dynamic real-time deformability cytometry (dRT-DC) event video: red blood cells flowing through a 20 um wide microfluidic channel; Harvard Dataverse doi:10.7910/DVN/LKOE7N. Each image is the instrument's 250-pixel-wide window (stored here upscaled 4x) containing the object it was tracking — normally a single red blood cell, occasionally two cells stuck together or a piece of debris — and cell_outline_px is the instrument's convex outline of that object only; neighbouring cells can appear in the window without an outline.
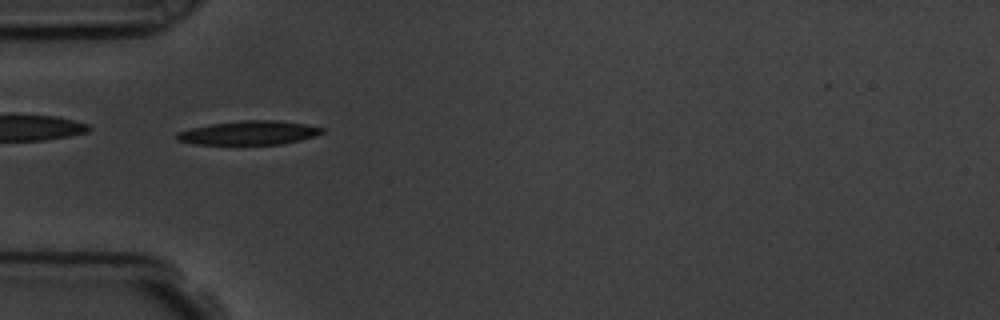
{"species": "common noctule bat (a hibernating species)", "species_latin": "Nyctalus noctula", "temperature_condition": "room temperature", "stored_images_in_passage": 5, "camera_frame_rate_fps": 3000, "um_per_image_px": 0.085, "animal": {"sex": "male", "body_mass_g": 19.5, "forearm_length_mm": 54.6}, "frame": {"image": 1, "passage_image": 5, "time_ms": 5.0, "image_size_px": [1000, 320], "cell_outline_px": [[328, 132], [316, 136], [300, 140], [280, 144], [196, 144], [176, 140], [176, 132], [192, 128], [212, 124], [240, 120], [276, 120], [304, 124], [328, 128]], "centroid_in_image_um": [21.25, 11.28], "position_along_channel_um": 63.8, "area_um2": 20.35}}